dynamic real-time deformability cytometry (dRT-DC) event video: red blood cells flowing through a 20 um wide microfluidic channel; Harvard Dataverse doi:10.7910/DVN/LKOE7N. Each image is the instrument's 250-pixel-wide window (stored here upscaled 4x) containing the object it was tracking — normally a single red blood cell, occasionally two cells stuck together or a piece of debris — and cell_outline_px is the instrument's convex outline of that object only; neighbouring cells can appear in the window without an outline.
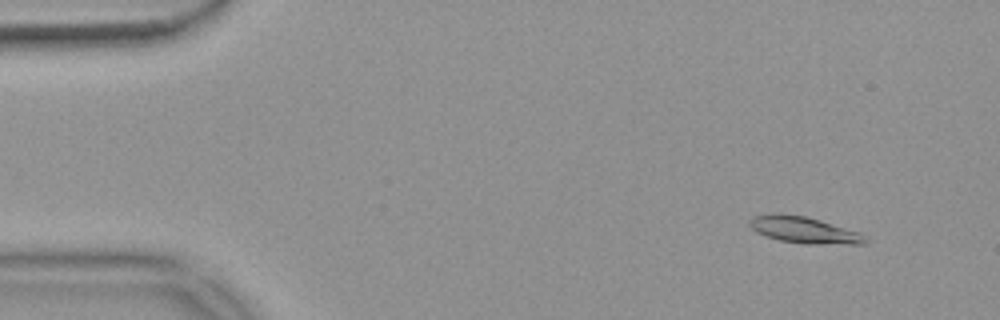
{"species": "common noctule bat (a hibernating species)", "species_latin": "Nyctalus noctula", "temperature_condition": "warm", "stored_images_in_passage": 55, "camera_frame_rate_fps": 3000, "um_per_image_px": 0.085, "animal": {"sex": "female", "body_mass_g": 18.4}, "frame": {"image": 1, "passage_image": 5, "time_ms": 1.333, "image_size_px": [1000, 320], "cell_outline_px": [[868, 240], [864, 244], [804, 244], [780, 240], [756, 232], [748, 224], [748, 220], [752, 216], [772, 212], [804, 216], [820, 220], [860, 232]], "centroid_in_image_um": [68.31, 19.54], "position_along_channel_um": 16.7, "area_um2": 17.98}}
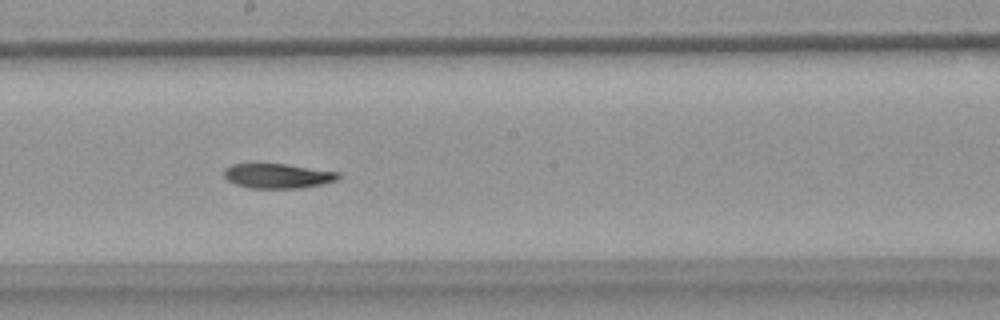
{"frame": {"image": 2, "passage_image": 30, "time_ms": 9.667, "image_size_px": [1000, 320], "cell_outline_px": [[340, 176], [336, 180], [320, 184], [300, 188], [248, 188], [236, 184], [228, 180], [224, 176], [224, 168], [232, 164], [288, 164], [340, 172]], "centroid_in_image_um": [23.6, 14.94], "position_along_channel_um": 224.6, "area_um2": 16.42}}
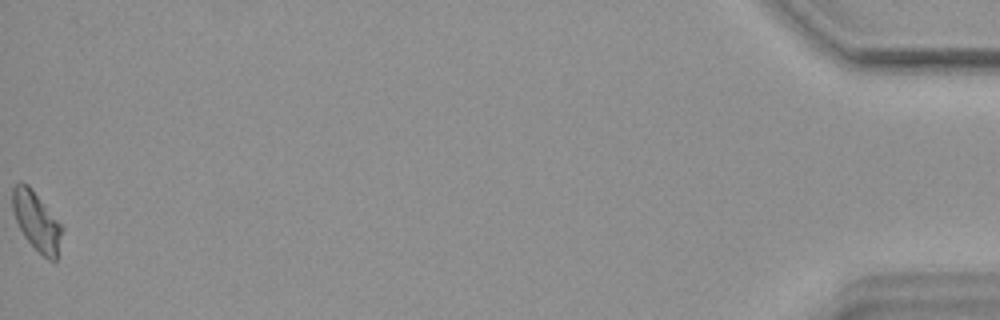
{"frame": {"image": 3, "passage_image": 55, "time_ms": 18.0, "image_size_px": [1000, 320], "cell_outline_px": [[64, 228], [56, 260], [48, 260], [24, 236], [16, 220], [12, 208], [12, 188], [16, 184], [28, 184], [32, 188]], "centroid_in_image_um": [3.12, 18.8], "position_along_channel_um": 432.1, "area_um2": 16.7}}